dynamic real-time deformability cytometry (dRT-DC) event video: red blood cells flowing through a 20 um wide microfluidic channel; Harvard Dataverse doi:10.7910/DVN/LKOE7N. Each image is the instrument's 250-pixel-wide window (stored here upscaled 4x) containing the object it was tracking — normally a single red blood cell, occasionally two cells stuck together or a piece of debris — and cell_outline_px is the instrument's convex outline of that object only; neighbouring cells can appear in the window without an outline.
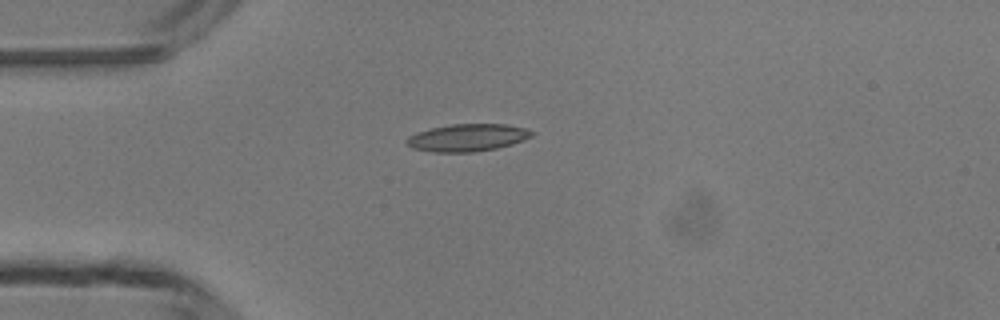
{"species": "common noctule bat (a hibernating species)", "species_latin": "Nyctalus noctula", "temperature_condition": "room temperature", "stored_images_in_passage": 2, "camera_frame_rate_fps": 3000, "um_per_image_px": 0.085, "animal": {"sex": "male", "body_mass_g": 13.3}, "frame": {"image": 1, "passage_image": 2, "time_ms": 2.0, "image_size_px": [1000, 320], "cell_outline_px": [[536, 132], [532, 136], [524, 140], [512, 144], [496, 148], [472, 152], [432, 152], [412, 148], [404, 140], [408, 136], [416, 132], [432, 128], [452, 124], [508, 124], [524, 128]], "centroid_in_image_um": [39.73, 11.69], "position_along_channel_um": 45.3, "area_um2": 20.0}}